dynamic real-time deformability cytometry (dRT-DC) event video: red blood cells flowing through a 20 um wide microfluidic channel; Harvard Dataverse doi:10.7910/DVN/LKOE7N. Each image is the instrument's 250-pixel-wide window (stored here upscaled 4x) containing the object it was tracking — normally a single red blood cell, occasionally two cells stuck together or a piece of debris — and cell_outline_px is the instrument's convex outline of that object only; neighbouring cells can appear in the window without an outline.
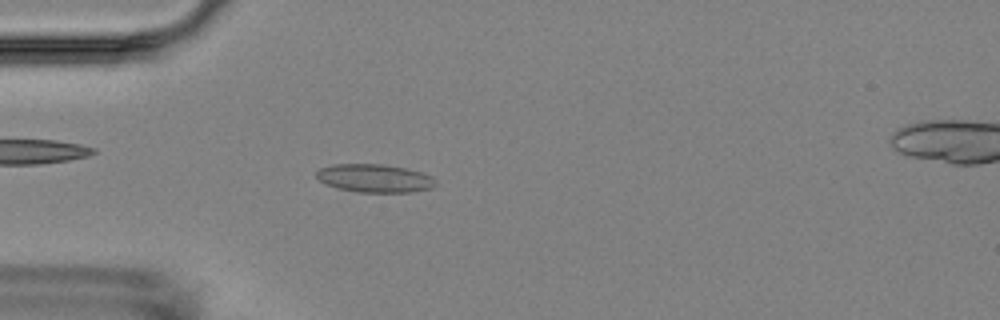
{"species": "Egyptian fruit bat (a non-hibernating species)", "species_latin": "Rousettus aegyptiacus", "temperature_condition": "room temperature", "stored_images_in_passage": 4, "camera_frame_rate_fps": 3000, "um_per_image_px": 0.085, "animal": {"sex": "female"}, "frame": {"image": 1, "passage_image": 3, "time_ms": 3.333, "image_size_px": [1000, 320], "cell_outline_px": [[436, 184], [432, 188], [412, 192], [356, 192], [336, 188], [320, 180], [316, 176], [316, 172], [320, 168], [332, 164], [384, 164], [404, 168], [420, 172], [432, 176], [436, 180]], "centroid_in_image_um": [31.85, 15.15], "position_along_channel_um": 53.2, "area_um2": 19.59}}